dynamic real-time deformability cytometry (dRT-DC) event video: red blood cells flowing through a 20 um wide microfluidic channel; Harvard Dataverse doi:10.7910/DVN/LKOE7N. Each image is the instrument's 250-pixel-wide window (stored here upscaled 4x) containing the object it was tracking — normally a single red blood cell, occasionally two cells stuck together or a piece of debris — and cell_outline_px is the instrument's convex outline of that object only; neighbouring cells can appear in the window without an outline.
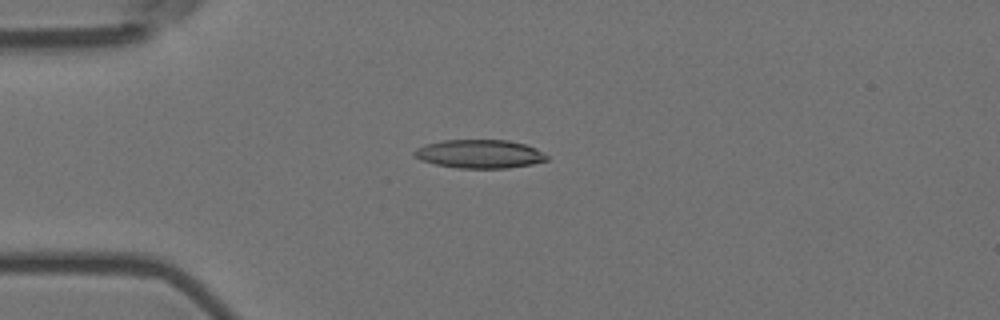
{"species": "Egyptian fruit bat (a non-hibernating species)", "species_latin": "Rousettus aegyptiacus", "temperature_condition": "room temperature", "stored_images_in_passage": 8, "camera_frame_rate_fps": 3000, "um_per_image_px": 0.085, "animal": {"sex": "female"}, "frame": {"image": 1, "passage_image": 4, "time_ms": 1.0, "image_size_px": [1000, 320], "cell_outline_px": [[548, 160], [532, 164], [508, 168], [456, 168], [436, 164], [420, 160], [412, 152], [416, 148], [424, 144], [444, 140], [508, 140], [524, 144], [536, 148], [548, 156]], "centroid_in_image_um": [40.76, 13.08], "position_along_channel_um": 44.2, "area_um2": 22.08}}
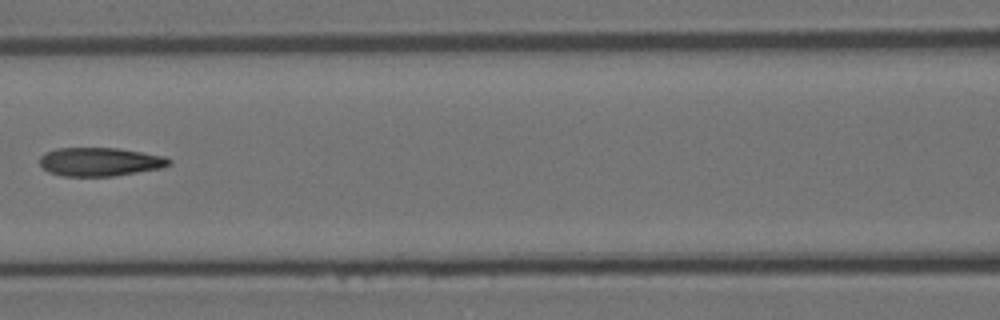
{"frame": {"image": 2, "passage_image": 7, "time_ms": 2.0, "image_size_px": [1000, 320], "cell_outline_px": [[172, 164], [164, 168], [112, 176], [64, 176], [48, 172], [40, 164], [40, 156], [44, 152], [56, 148], [120, 148], [164, 156], [172, 160]], "centroid_in_image_um": [8.52, 13.75], "position_along_channel_um": 158.1, "area_um2": 21.73}}
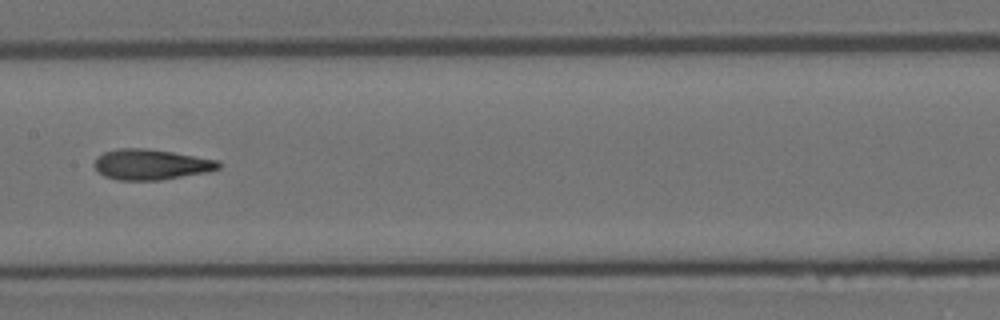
{"frame": {"image": 3, "passage_image": 8, "time_ms": 2.333, "image_size_px": [1000, 320], "cell_outline_px": [[220, 168], [208, 172], [160, 180], [116, 180], [104, 176], [96, 168], [96, 156], [104, 152], [120, 148], [148, 148], [220, 160]], "centroid_in_image_um": [12.86, 13.98], "position_along_channel_um": 194.5, "area_um2": 22.08}}